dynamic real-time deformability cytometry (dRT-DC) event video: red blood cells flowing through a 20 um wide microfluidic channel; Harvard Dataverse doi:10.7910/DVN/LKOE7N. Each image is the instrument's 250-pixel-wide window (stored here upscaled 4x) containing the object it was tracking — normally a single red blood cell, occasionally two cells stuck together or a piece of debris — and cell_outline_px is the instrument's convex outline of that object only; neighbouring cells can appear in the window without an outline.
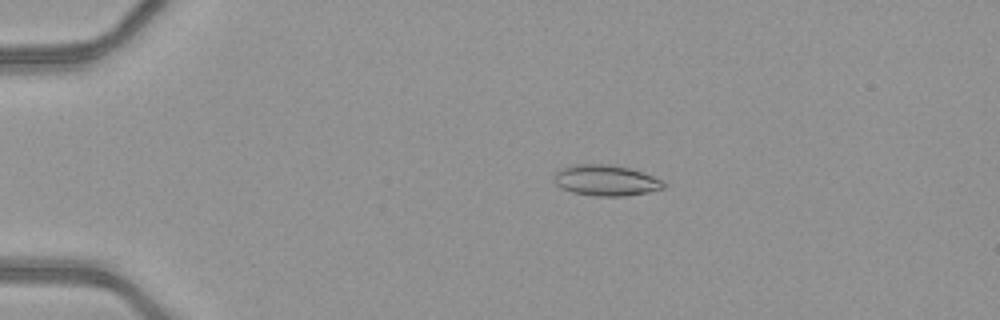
{"species": "common noctule bat (a hibernating species)", "species_latin": "Nyctalus noctula", "temperature_condition": "warm", "stored_images_in_passage": 50, "camera_frame_rate_fps": 3000, "um_per_image_px": 0.085, "animal": {"sex": "female", "body_mass_g": 21.9}, "frame": {"image": 1, "passage_image": 11, "time_ms": 3.333, "image_size_px": [1000, 320], "cell_outline_px": [[664, 188], [648, 192], [624, 196], [596, 196], [572, 192], [560, 188], [552, 180], [552, 176], [560, 168], [572, 164], [604, 164], [628, 168], [664, 180]], "centroid_in_image_um": [51.43, 15.33], "position_along_channel_um": 33.6, "area_um2": 19.71}}
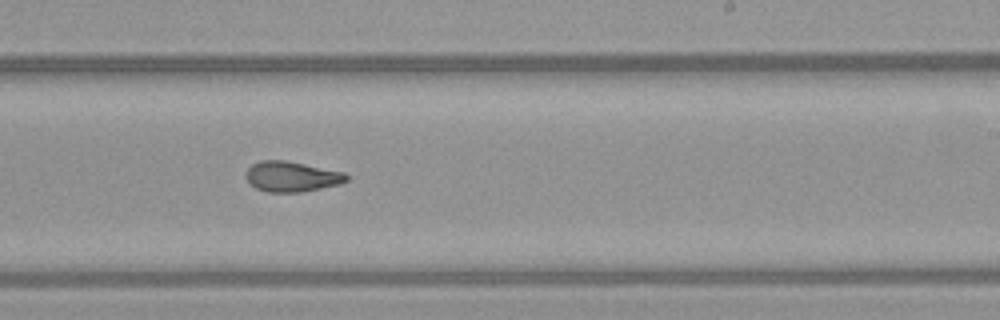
{"frame": {"image": 2, "passage_image": 32, "time_ms": 10.333, "image_size_px": [1000, 320], "cell_outline_px": [[348, 180], [340, 184], [300, 192], [268, 192], [256, 188], [244, 176], [248, 168], [252, 164], [260, 160], [284, 160], [344, 172], [348, 176]], "centroid_in_image_um": [24.78, 15.0], "position_along_channel_um": 264.2, "area_um2": 17.63}}
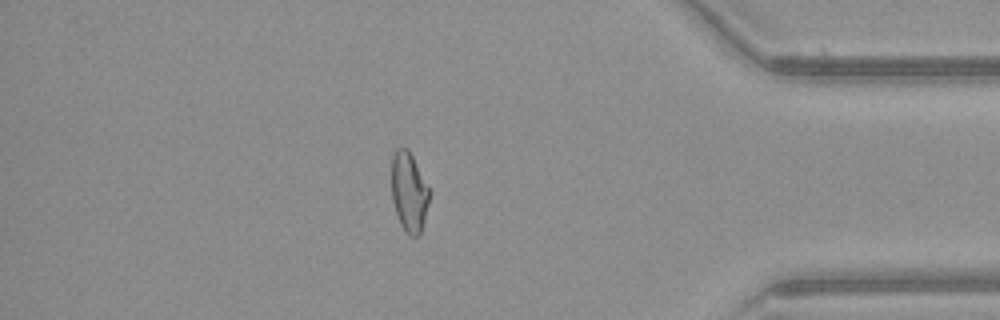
{"frame": {"image": 3, "passage_image": 44, "time_ms": 14.333, "image_size_px": [1000, 320], "cell_outline_px": [[432, 192], [420, 236], [412, 236], [400, 224], [392, 200], [392, 156], [396, 148], [408, 148]], "centroid_in_image_um": [34.79, 16.31], "position_along_channel_um": 400.4, "area_um2": 17.69}, "authors_computed_cell_mechanics": {"area_um2": 18.9006, "velocity_mm_per_s": 4.1619, "shape_relaxation_time_tau1_ms": null, "shape_relaxation_time_tau2_ms": 3.502, "deformation_change_tau1": null, "deformation_change_tau2": 0.1148}}